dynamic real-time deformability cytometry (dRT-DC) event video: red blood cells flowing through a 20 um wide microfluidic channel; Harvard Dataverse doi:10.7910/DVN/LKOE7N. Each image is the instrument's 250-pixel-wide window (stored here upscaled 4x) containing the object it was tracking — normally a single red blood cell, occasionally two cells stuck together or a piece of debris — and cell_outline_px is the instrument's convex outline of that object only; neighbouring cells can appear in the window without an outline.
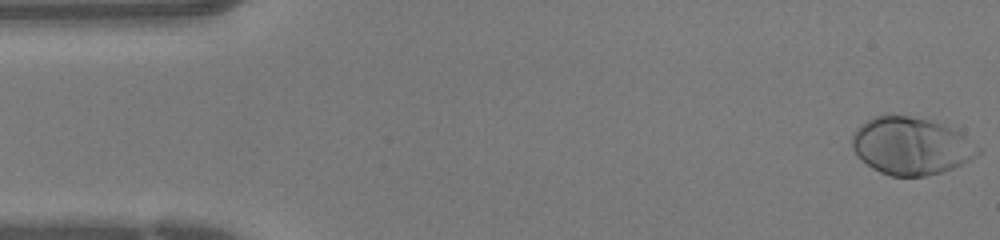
{"species": "human", "species_latin": "Homo sapiens", "temperature_condition": "warm", "stored_images_in_passage": 44, "camera_frame_rate_fps": 3000, "um_per_image_px": 0.085, "donor": {"sex": "female"}, "frame": {"image": 1, "passage_image": 1, "time_ms": 0.0, "image_size_px": [1000, 240], "cell_outline_px": [[980, 152], [976, 156], [952, 168], [940, 172], [924, 176], [892, 176], [880, 172], [872, 168], [860, 160], [852, 148], [852, 136], [856, 128], [860, 124], [872, 116], [884, 112], [888, 112], [912, 116], [928, 120], [940, 124], [960, 132], [980, 148]], "centroid_in_image_um": [77.36, 12.37], "position_along_channel_um": 7.6, "area_um2": 42.43}}
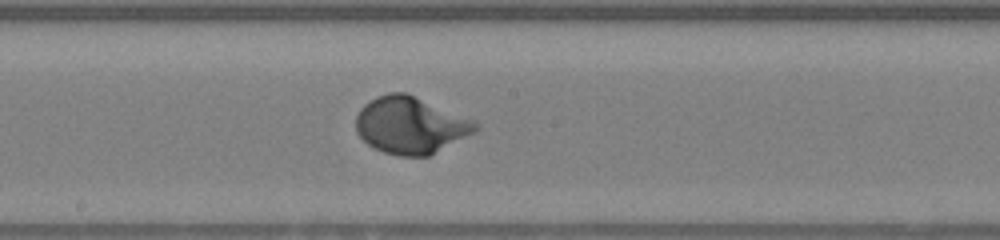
{"frame": {"image": 2, "passage_image": 23, "time_ms": 7.333, "image_size_px": [1000, 240], "cell_outline_px": [[480, 128], [476, 132], [428, 156], [400, 156], [384, 152], [372, 148], [356, 132], [356, 116], [360, 108], [364, 104], [376, 96], [388, 92], [408, 92], [472, 120], [480, 124]], "centroid_in_image_um": [34.88, 10.63], "position_along_channel_um": 213.3, "area_um2": 39.77}}
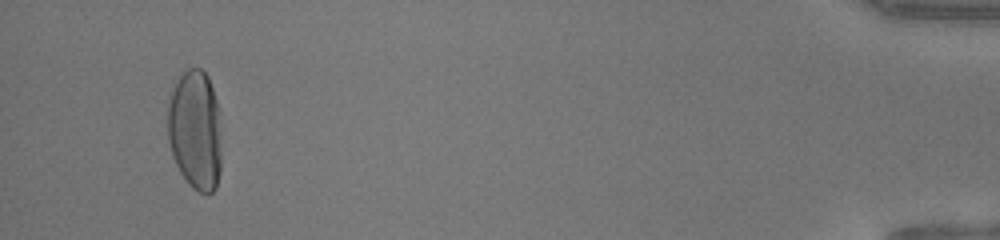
{"frame": {"image": 3, "passage_image": 42, "time_ms": 13.667, "image_size_px": [1000, 240], "cell_outline_px": [[220, 172], [216, 188], [212, 192], [200, 192], [192, 188], [188, 184], [180, 172], [172, 156], [168, 140], [168, 104], [172, 88], [180, 76], [188, 68], [200, 68], [208, 76], [220, 112]], "centroid_in_image_um": [16.59, 11.06], "position_along_channel_um": 418.6, "area_um2": 37.86}}